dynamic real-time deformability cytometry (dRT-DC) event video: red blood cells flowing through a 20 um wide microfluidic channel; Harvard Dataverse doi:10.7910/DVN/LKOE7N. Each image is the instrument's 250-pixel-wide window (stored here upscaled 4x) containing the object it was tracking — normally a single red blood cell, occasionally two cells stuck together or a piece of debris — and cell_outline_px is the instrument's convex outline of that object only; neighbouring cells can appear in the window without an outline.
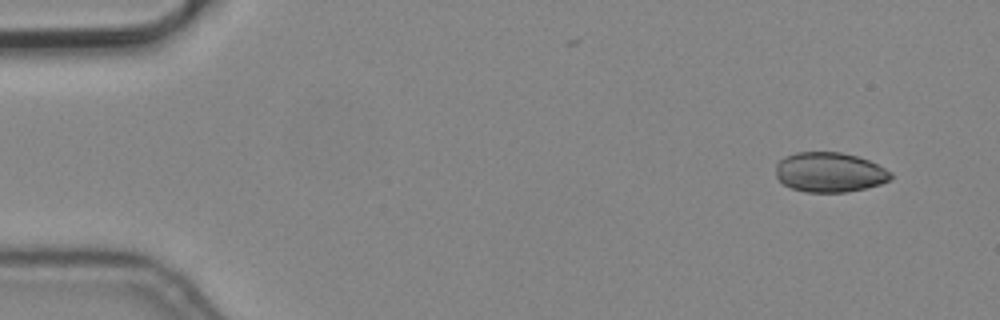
{"species": "common noctule bat (a hibernating species)", "species_latin": "Nyctalus noctula", "temperature_condition": "cold", "stored_images_in_passage": 5, "camera_frame_rate_fps": 3000, "um_per_image_px": 0.085, "animal": {"sex": "male", "body_mass_g": 19.2, "forearm_length_mm": 51.8}, "frame": {"image": 1, "passage_image": 1, "time_ms": 0.0, "image_size_px": [1000, 320], "cell_outline_px": [[892, 180], [880, 184], [848, 192], [804, 192], [792, 188], [784, 184], [776, 176], [776, 164], [784, 156], [796, 152], [840, 152], [856, 156], [868, 160], [892, 172]], "centroid_in_image_um": [70.51, 14.64], "position_along_channel_um": 14.5, "area_um2": 26.7}}
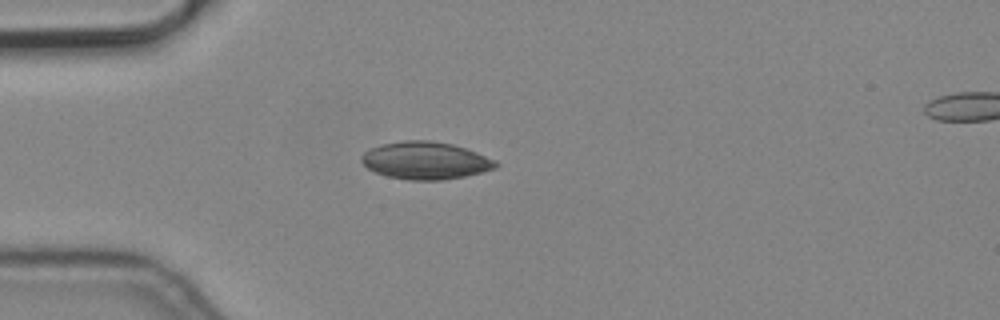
{"frame": {"image": 2, "passage_image": 4, "time_ms": 1.0, "image_size_px": [1000, 320], "cell_outline_px": [[500, 164], [496, 168], [464, 176], [440, 180], [408, 180], [388, 176], [376, 172], [368, 168], [360, 160], [360, 156], [364, 152], [372, 148], [384, 144], [404, 140], [432, 140], [452, 144], [476, 152], [496, 160]], "centroid_in_image_um": [36.17, 13.64], "position_along_channel_um": 48.8, "area_um2": 29.13}}